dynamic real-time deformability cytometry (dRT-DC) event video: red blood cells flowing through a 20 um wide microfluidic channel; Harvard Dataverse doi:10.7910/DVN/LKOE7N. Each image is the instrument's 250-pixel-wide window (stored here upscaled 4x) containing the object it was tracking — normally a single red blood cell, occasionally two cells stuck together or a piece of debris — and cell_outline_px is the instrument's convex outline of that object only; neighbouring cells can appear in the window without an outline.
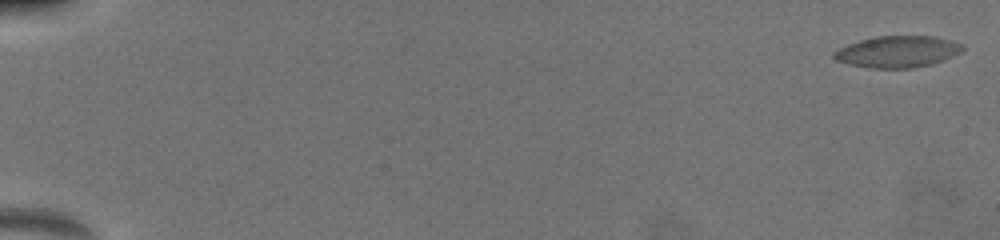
{"species": "common noctule bat (a hibernating species)", "species_latin": "Nyctalus noctula", "temperature_condition": "warm", "stored_images_in_passage": 40, "camera_frame_rate_fps": 3000, "um_per_image_px": 0.085, "animal": {"sex": "female", "body_mass_g": 19.5, "forearm_length_mm": 54.1}, "frame": {"image": 1, "passage_image": 2, "time_ms": 0.333, "image_size_px": [1000, 240], "cell_outline_px": [[964, 48], [940, 60], [928, 64], [908, 68], [872, 68], [848, 64], [836, 60], [832, 56], [832, 52], [848, 44], [860, 40], [876, 36], [932, 36], [960, 44]], "centroid_in_image_um": [76.15, 4.39], "position_along_channel_um": 8.8, "area_um2": 22.89}}
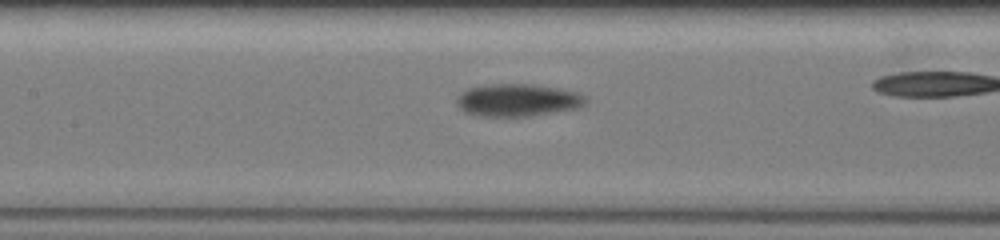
{"frame": {"image": 2, "passage_image": 26, "time_ms": 9.667, "image_size_px": [1000, 240], "cell_outline_px": [[584, 100], [580, 104], [572, 108], [524, 116], [484, 116], [468, 112], [456, 100], [468, 88], [488, 84], [532, 84], [576, 92]], "centroid_in_image_um": [43.92, 8.49], "position_along_channel_um": 163.5, "area_um2": 23.0}}
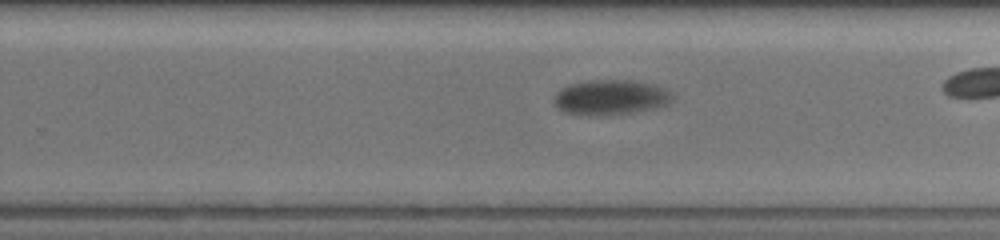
{"frame": {"image": 3, "passage_image": 34, "time_ms": 12.667, "image_size_px": [1000, 240], "cell_outline_px": [[668, 100], [664, 104], [656, 108], [628, 112], [568, 112], [560, 108], [556, 104], [556, 92], [568, 84], [592, 80], [632, 80], [652, 84], [664, 88], [668, 92]], "centroid_in_image_um": [51.89, 8.2], "position_along_channel_um": 277.9, "area_um2": 22.43}}